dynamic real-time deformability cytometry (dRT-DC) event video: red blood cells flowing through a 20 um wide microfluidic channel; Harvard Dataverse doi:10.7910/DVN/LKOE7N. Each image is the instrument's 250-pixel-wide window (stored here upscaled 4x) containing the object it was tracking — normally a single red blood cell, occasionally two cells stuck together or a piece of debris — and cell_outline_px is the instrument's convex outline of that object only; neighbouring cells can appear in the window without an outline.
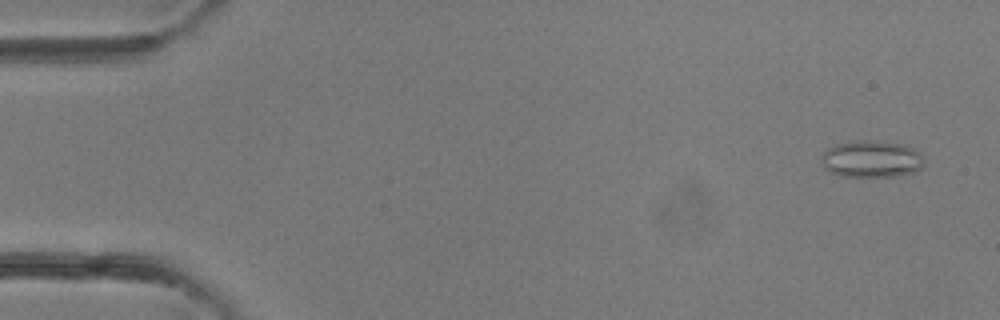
{"species": "common noctule bat (a hibernating species)", "species_latin": "Nyctalus noctula", "temperature_condition": "room temperature", "stored_images_in_passage": 8, "camera_frame_rate_fps": 3000, "um_per_image_px": 0.085, "animal": {"sex": "female"}, "frame": {"image": 1, "passage_image": 1, "time_ms": 0.0, "image_size_px": [1000, 320], "cell_outline_px": [[924, 164], [920, 168], [912, 172], [896, 176], [840, 176], [824, 168], [820, 156], [828, 148], [836, 144], [900, 144], [912, 148], [920, 152], [924, 160]], "centroid_in_image_um": [74.08, 13.59], "position_along_channel_um": 10.9, "area_um2": 20.87}}